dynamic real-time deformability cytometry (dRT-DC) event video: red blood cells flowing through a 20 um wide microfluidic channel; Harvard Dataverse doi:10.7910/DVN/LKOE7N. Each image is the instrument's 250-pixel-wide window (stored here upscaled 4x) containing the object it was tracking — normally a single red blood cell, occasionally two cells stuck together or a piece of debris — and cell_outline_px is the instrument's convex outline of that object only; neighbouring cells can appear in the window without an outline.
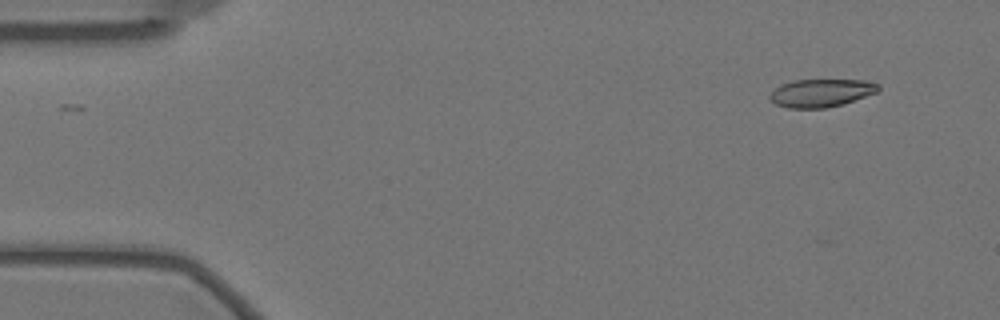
{"species": "Egyptian fruit bat (a non-hibernating species)", "species_latin": "Rousettus aegyptiacus", "temperature_condition": "warm", "stored_images_in_passage": 13, "camera_frame_rate_fps": 3000, "um_per_image_px": 0.085, "animal": {"sex": "female"}, "frame": {"image": 1, "passage_image": 1, "time_ms": 0.0, "image_size_px": [1000, 320], "cell_outline_px": [[880, 88], [876, 92], [844, 104], [824, 108], [788, 108], [776, 104], [768, 96], [780, 84], [792, 80], [864, 80], [880, 84]], "centroid_in_image_um": [69.79, 7.89], "position_along_channel_um": 15.2, "area_um2": 17.63}}
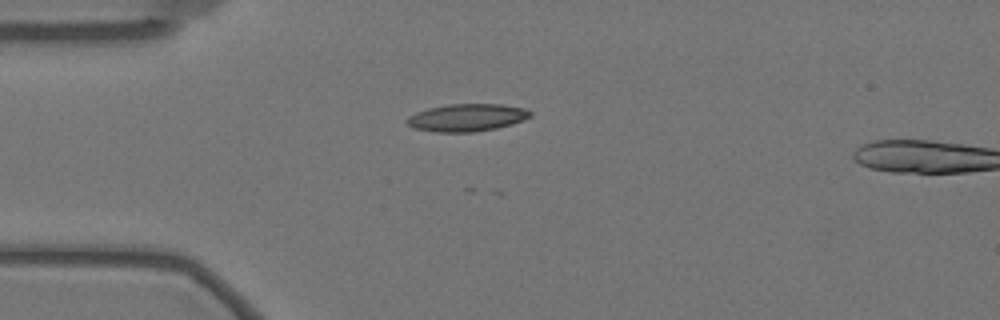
{"frame": {"image": 2, "passage_image": 11, "time_ms": 3.333, "image_size_px": [1000, 320], "cell_outline_px": [[532, 116], [496, 128], [472, 132], [436, 132], [412, 128], [404, 120], [408, 116], [416, 112], [428, 108], [448, 104], [500, 104], [524, 108], [532, 112]], "centroid_in_image_um": [39.62, 9.99], "position_along_channel_um": 45.4, "area_um2": 19.65}}